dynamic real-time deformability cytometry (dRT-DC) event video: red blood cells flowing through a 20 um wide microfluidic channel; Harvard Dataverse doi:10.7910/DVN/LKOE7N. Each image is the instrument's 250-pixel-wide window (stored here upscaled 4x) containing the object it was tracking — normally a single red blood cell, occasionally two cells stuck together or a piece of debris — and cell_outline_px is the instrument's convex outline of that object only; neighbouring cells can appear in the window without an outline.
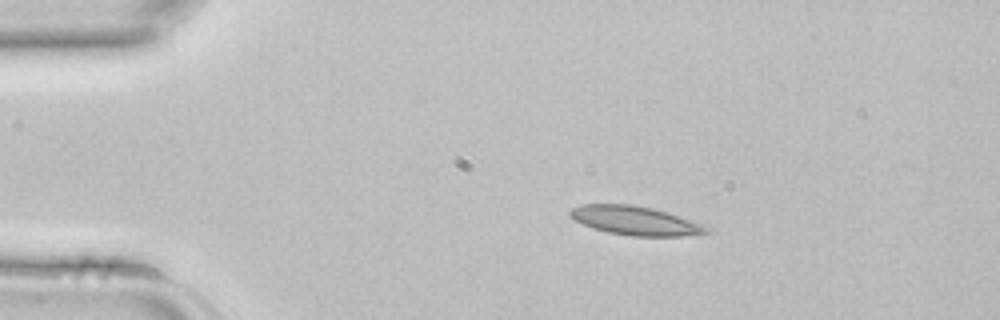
{"species": "common noctule bat (a hibernating species)", "species_latin": "Nyctalus noctula", "temperature_condition": "room temperature", "stored_images_in_passage": 42, "camera_frame_rate_fps": 3000, "um_per_image_px": 0.085, "animal": {"sex": "female", "body_mass_g": 22.7, "forearm_length_mm": 54.2}, "frame": {"image": 1, "passage_image": 7, "time_ms": 2.0, "image_size_px": [1000, 320], "cell_outline_px": [[712, 232], [680, 236], [632, 236], [608, 232], [584, 224], [576, 220], [568, 212], [572, 208], [580, 204], [632, 204], [652, 208], [712, 228]], "centroid_in_image_um": [53.99, 18.75], "position_along_channel_um": 31.0, "area_um2": 22.48}}